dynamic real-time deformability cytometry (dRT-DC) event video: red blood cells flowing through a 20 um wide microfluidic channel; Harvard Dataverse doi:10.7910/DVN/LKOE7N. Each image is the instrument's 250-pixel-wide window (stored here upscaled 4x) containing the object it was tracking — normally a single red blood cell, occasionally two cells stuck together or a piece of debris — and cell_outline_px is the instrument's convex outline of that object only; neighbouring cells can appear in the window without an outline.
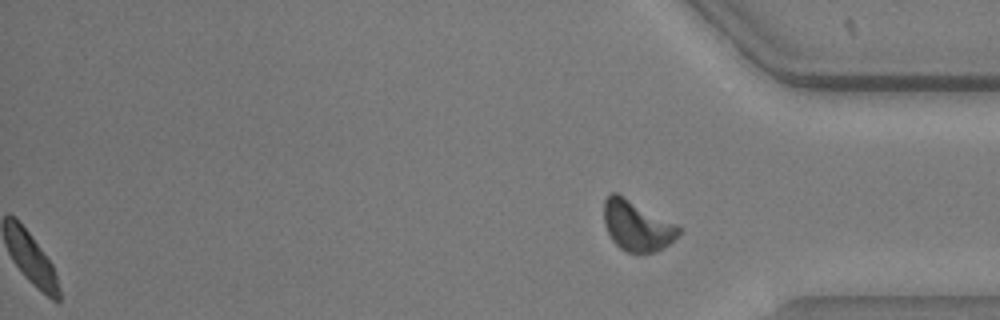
{"species": "common noctule bat (a hibernating species)", "species_latin": "Nyctalus noctula", "temperature_condition": "warm", "stored_images_in_passage": 43, "segment_of_instrument_passage": [2, 2], "camera_frame_rate_fps": 3000, "um_per_image_px": 0.085, "animal": {"sex": "male", "body_mass_g": 20.5, "forearm_length_mm": 52.5}, "frame": {"image": 1, "passage_image": 43, "time_ms": 14.0, "image_size_px": [1000, 320], "cell_outline_px": [[680, 232], [664, 248], [656, 252], [628, 252], [620, 248], [612, 240], [604, 224], [604, 200], [612, 192], [616, 192], [676, 224], [680, 228]], "centroid_in_image_um": [54.11, 19.19], "position_along_channel_um": 381.1, "area_um2": 21.56}}